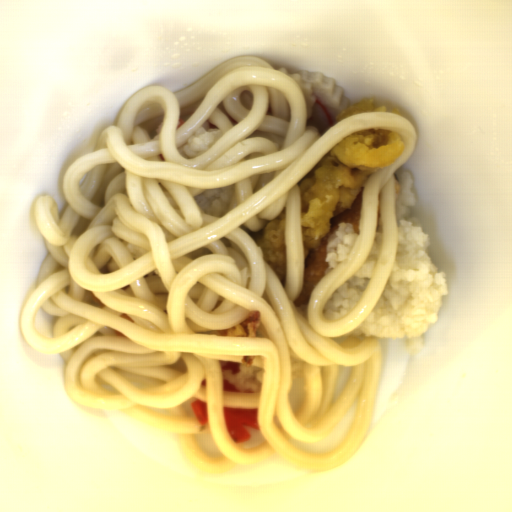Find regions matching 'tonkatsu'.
Here are the masks:
<instances>
[{
	"instance_id": "obj_1",
	"label": "tonkatsu",
	"mask_w": 512,
	"mask_h": 512,
	"mask_svg": "<svg viewBox=\"0 0 512 512\" xmlns=\"http://www.w3.org/2000/svg\"><path fill=\"white\" fill-rule=\"evenodd\" d=\"M363 190L364 188L360 190L347 210L329 220V231L325 238L321 239L317 243L316 248L304 256L302 290L301 294L293 302L297 308L307 304L319 283L328 276L326 247L329 238L337 232L338 225L348 223L359 234Z\"/></svg>"
},
{
	"instance_id": "obj_2",
	"label": "tonkatsu",
	"mask_w": 512,
	"mask_h": 512,
	"mask_svg": "<svg viewBox=\"0 0 512 512\" xmlns=\"http://www.w3.org/2000/svg\"><path fill=\"white\" fill-rule=\"evenodd\" d=\"M393 189H394V201L401 189V186H400V183H399V179L398 177L396 176V174L394 173V176H393Z\"/></svg>"
},
{
	"instance_id": "obj_3",
	"label": "tonkatsu",
	"mask_w": 512,
	"mask_h": 512,
	"mask_svg": "<svg viewBox=\"0 0 512 512\" xmlns=\"http://www.w3.org/2000/svg\"><path fill=\"white\" fill-rule=\"evenodd\" d=\"M381 204H382V194L379 191V193H378V217L381 216Z\"/></svg>"
}]
</instances>
